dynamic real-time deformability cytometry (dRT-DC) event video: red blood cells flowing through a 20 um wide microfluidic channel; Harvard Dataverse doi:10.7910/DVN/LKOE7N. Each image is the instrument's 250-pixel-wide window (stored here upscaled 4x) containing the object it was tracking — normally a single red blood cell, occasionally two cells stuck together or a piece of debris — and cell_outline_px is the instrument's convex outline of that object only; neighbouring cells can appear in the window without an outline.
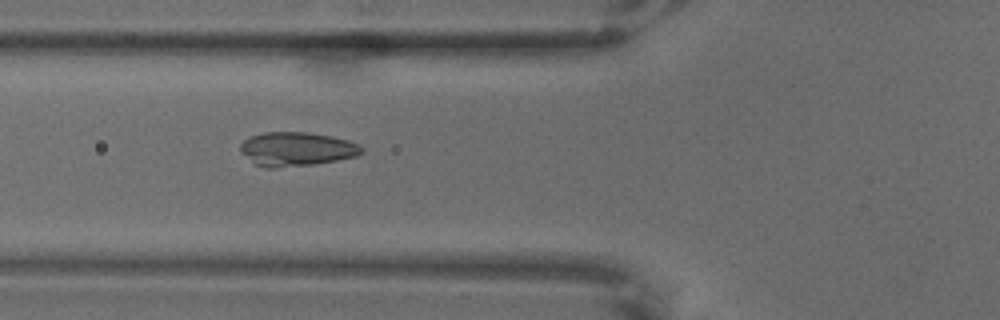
{"species": "common noctule bat (a hibernating species)", "species_latin": "Nyctalus noctula", "temperature_condition": "warm", "stored_images_in_passage": 8, "camera_frame_rate_fps": 3000, "um_per_image_px": 0.085, "animal": {"sex": "male", "body_mass_g": 18.8}, "frame": {"image": 1, "passage_image": 6, "time_ms": 1.667, "image_size_px": [1000, 320], "cell_outline_px": [[364, 152], [356, 156], [336, 160], [312, 164], [276, 168], [264, 168], [256, 164], [240, 152], [240, 144], [244, 140], [252, 136], [264, 132], [308, 132], [332, 136], [348, 140], [360, 144], [364, 148]], "centroid_in_image_um": [25.23, 12.66], "position_along_channel_um": 100.6, "area_um2": 24.04}}
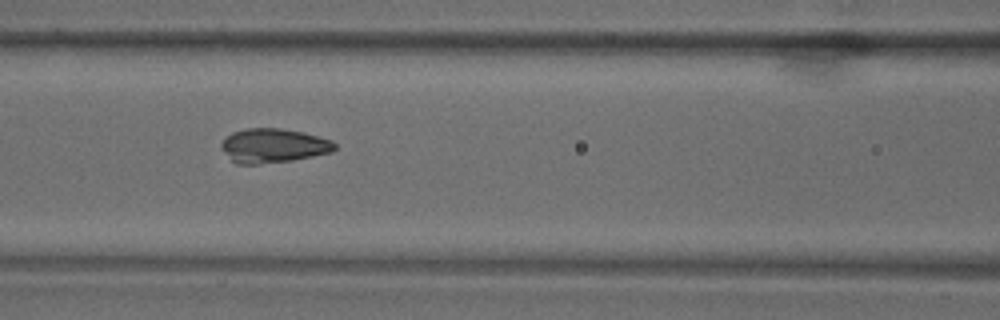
{"frame": {"image": 2, "passage_image": 7, "time_ms": 2.0, "image_size_px": [1000, 320], "cell_outline_px": [[336, 148], [332, 152], [292, 160], [260, 164], [236, 164], [220, 148], [220, 144], [224, 136], [232, 132], [248, 128], [280, 128], [304, 132], [332, 140], [336, 144]], "centroid_in_image_um": [23.21, 12.37], "position_along_channel_um": 143.4, "area_um2": 22.77}}
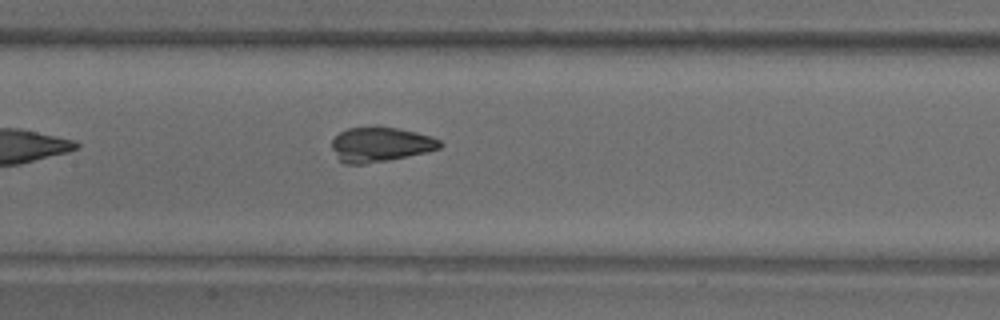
{"frame": {"image": 3, "passage_image": 8, "time_ms": 2.333, "image_size_px": [1000, 320], "cell_outline_px": [[444, 144], [440, 148], [424, 152], [388, 160], [364, 164], [344, 164], [340, 160], [332, 148], [332, 140], [340, 132], [348, 128], [376, 124], [416, 132], [432, 136], [440, 140]], "centroid_in_image_um": [32.33, 12.25], "position_along_channel_um": 175.1, "area_um2": 22.08}}